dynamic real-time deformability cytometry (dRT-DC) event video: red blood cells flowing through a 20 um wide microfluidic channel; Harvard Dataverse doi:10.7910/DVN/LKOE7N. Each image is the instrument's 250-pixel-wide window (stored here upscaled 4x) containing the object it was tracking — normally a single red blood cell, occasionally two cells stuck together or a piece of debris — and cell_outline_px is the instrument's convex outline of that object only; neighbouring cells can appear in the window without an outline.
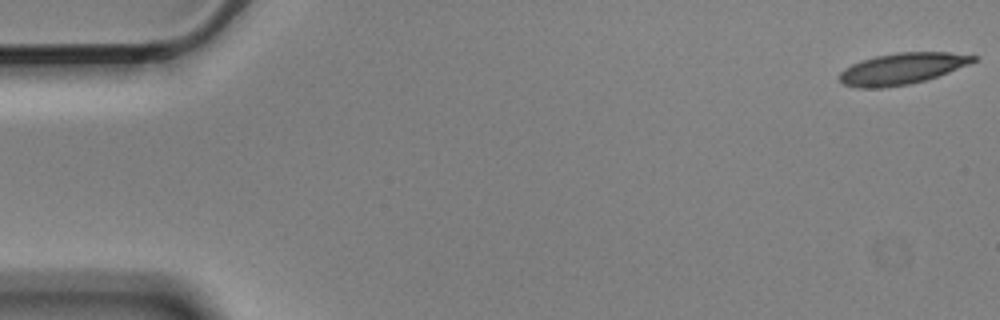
{"species": "Egyptian fruit bat (a non-hibernating species)", "species_latin": "Rousettus aegyptiacus", "temperature_condition": "cold", "stored_images_in_passage": 4, "camera_frame_rate_fps": 3000, "um_per_image_px": 0.085, "animal": {"sex": "male"}, "frame": {"image": 1, "passage_image": 1, "time_ms": 0.0, "image_size_px": [1000, 320], "cell_outline_px": [[980, 56], [976, 60], [968, 64], [948, 72], [924, 80], [908, 84], [880, 88], [856, 88], [844, 84], [840, 80], [840, 72], [844, 68], [852, 64], [876, 56], [896, 52], [948, 52]], "centroid_in_image_um": [76.67, 5.83], "position_along_channel_um": 8.3, "area_um2": 24.16}}